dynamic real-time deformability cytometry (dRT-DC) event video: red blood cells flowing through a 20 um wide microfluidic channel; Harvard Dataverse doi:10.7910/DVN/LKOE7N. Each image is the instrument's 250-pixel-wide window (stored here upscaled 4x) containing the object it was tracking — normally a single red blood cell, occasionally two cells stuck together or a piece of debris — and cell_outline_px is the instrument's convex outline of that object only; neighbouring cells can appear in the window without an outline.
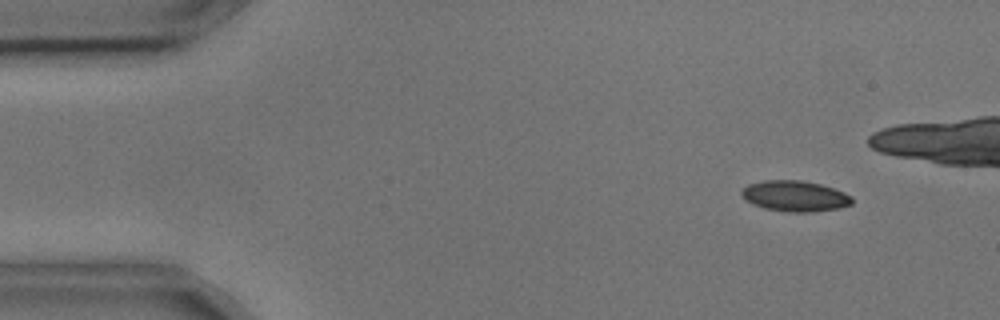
{"species": "common noctule bat (a hibernating species)", "species_latin": "Nyctalus noctula", "temperature_condition": "cold", "stored_images_in_passage": 8, "camera_frame_rate_fps": 3000, "um_per_image_px": 0.085, "animal": {"sex": "male", "body_mass_g": 17.9, "forearm_length_mm": 54.2}, "frame": {"image": 1, "passage_image": 2, "time_ms": 0.333, "image_size_px": [1000, 320], "cell_outline_px": [[852, 204], [840, 208], [812, 212], [788, 212], [764, 208], [752, 204], [744, 200], [740, 192], [748, 184], [764, 180], [800, 180], [820, 184], [844, 192], [852, 196]], "centroid_in_image_um": [67.55, 16.67], "position_along_channel_um": 17.4, "area_um2": 19.88}}